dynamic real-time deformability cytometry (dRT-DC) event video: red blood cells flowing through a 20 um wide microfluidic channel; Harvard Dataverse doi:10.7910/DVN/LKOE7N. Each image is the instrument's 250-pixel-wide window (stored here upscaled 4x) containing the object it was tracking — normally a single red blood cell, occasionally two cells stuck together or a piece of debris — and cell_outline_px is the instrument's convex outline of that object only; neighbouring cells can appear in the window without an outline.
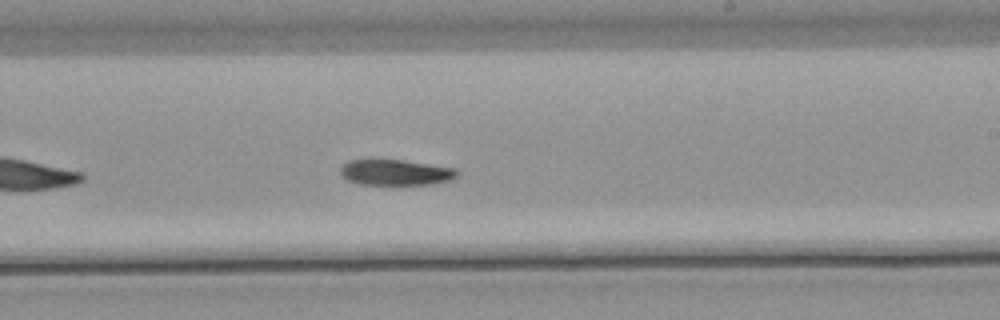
{"species": "common noctule bat (a hibernating species)", "species_latin": "Nyctalus noctula", "temperature_condition": "warm", "stored_images_in_passage": 40, "camera_frame_rate_fps": 3000, "um_per_image_px": 0.085, "animal": {"sex": "male", "body_mass_g": 21.5, "forearm_length_mm": 52.0}, "frame": {"image": 1, "passage_image": 18, "time_ms": 5.667, "image_size_px": [1000, 320], "cell_outline_px": [[460, 172], [456, 176], [448, 180], [432, 184], [396, 188], [360, 184], [348, 180], [340, 176], [340, 168], [348, 160], [368, 156], [404, 160], [456, 168]], "centroid_in_image_um": [33.54, 14.66], "position_along_channel_um": 255.5, "area_um2": 19.25}, "authors_computed_cell_mechanics": {"area_um2": 18.3226, "velocity_mm_per_s": 3.7869, "shape_relaxation_time_tau1_ms": 2.5585, "shape_relaxation_time_tau2_ms": null, "deformation_change_tau1": 0.1478, "deformation_change_tau2": null}}